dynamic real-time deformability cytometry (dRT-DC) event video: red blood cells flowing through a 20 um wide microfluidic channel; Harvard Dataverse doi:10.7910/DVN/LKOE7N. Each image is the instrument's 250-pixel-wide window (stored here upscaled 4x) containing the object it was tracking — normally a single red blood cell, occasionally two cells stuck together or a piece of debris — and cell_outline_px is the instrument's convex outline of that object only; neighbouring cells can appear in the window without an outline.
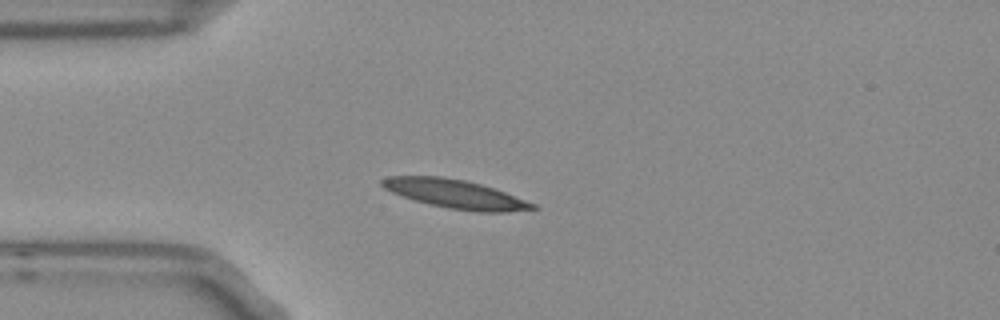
{"species": "Egyptian fruit bat (a non-hibernating species)", "species_latin": "Rousettus aegyptiacus", "temperature_condition": "room temperature", "stored_images_in_passage": 42, "camera_frame_rate_fps": 3000, "um_per_image_px": 0.085, "frame": {"image": 1, "passage_image": 1, "time_ms": 0.0, "image_size_px": [1000, 320], "cell_outline_px": [[540, 208], [508, 212], [476, 212], [448, 208], [416, 200], [392, 192], [384, 188], [380, 184], [380, 180], [388, 176], [440, 176], [464, 180], [480, 184], [504, 192], [536, 204]], "centroid_in_image_um": [38.71, 16.49], "position_along_channel_um": 46.3, "area_um2": 24.91}}
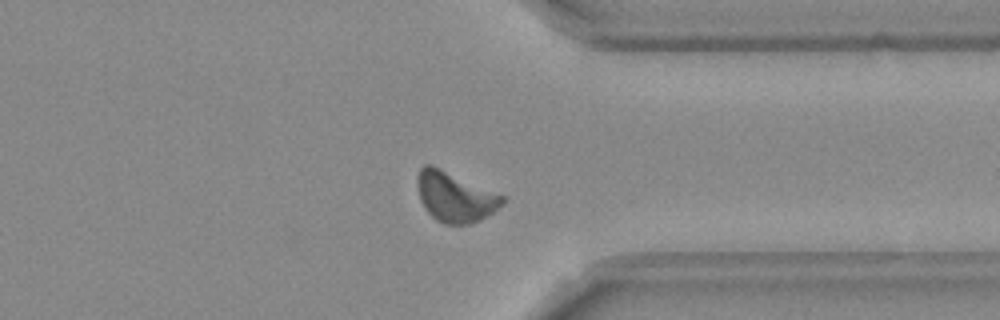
{"frame": {"image": 2, "passage_image": 29, "time_ms": 9.333, "image_size_px": [1000, 320], "cell_outline_px": [[504, 204], [480, 220], [472, 224], [444, 224], [436, 220], [424, 208], [420, 200], [416, 180], [416, 176], [420, 168], [424, 164], [432, 164], [504, 196]], "centroid_in_image_um": [38.64, 16.73], "position_along_channel_um": 372.8, "area_um2": 24.8}}
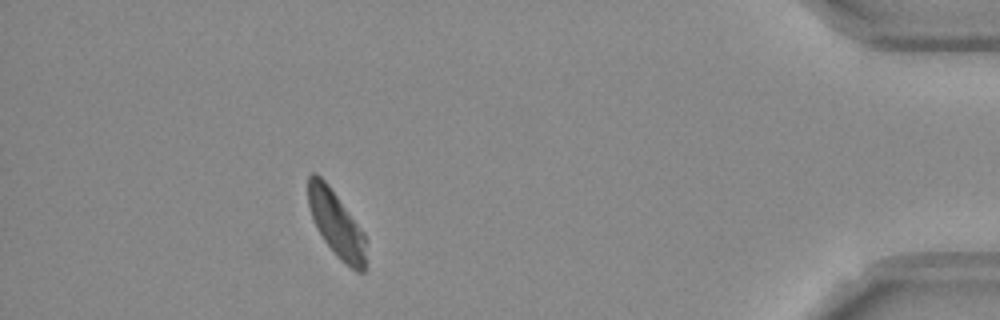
{"frame": {"image": 3, "passage_image": 36, "time_ms": 11.667, "image_size_px": [1000, 320], "cell_outline_px": [[364, 272], [356, 272], [340, 260], [336, 256], [324, 240], [316, 228], [308, 204], [308, 176], [312, 172], [316, 172], [328, 184], [364, 232]], "centroid_in_image_um": [28.55, 19.01], "position_along_channel_um": 406.6, "area_um2": 21.91}, "authors_computed_cell_mechanics": {"area_um2": 23.7847, "velocity_mm_per_s": 3.681, "shape_relaxation_time_tau1_ms": 3.6998, "shape_relaxation_time_tau2_ms": 2.9446, "deformation_change_tau1": 0.1337, "deformation_change_tau2": 0.1116}}